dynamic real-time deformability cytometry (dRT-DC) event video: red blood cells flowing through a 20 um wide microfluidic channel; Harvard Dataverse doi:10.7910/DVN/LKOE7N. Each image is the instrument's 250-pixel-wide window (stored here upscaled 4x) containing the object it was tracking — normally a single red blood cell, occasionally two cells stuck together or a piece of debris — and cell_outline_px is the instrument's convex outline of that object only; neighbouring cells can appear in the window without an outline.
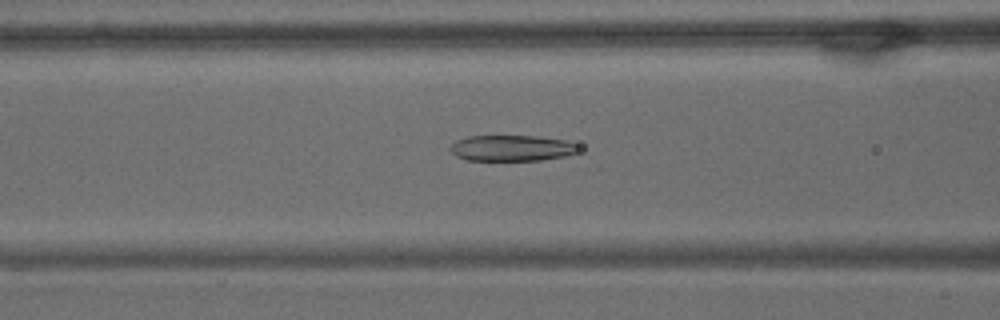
{"species": "common noctule bat (a hibernating species)", "species_latin": "Nyctalus noctula", "temperature_condition": "warm", "stored_images_in_passage": 58, "camera_frame_rate_fps": 3000, "um_per_image_px": 0.085, "animal": {"sex": "male", "body_mass_g": 15.6}, "frame": {"image": 1, "passage_image": 23, "time_ms": 7.333, "image_size_px": [1000, 320], "cell_outline_px": [[580, 148], [576, 152], [568, 156], [540, 160], [464, 160], [456, 156], [448, 148], [456, 140], [468, 136], [536, 136], [564, 140], [576, 144]], "centroid_in_image_um": [43.48, 12.59], "position_along_channel_um": 123.1, "area_um2": 19.42}}
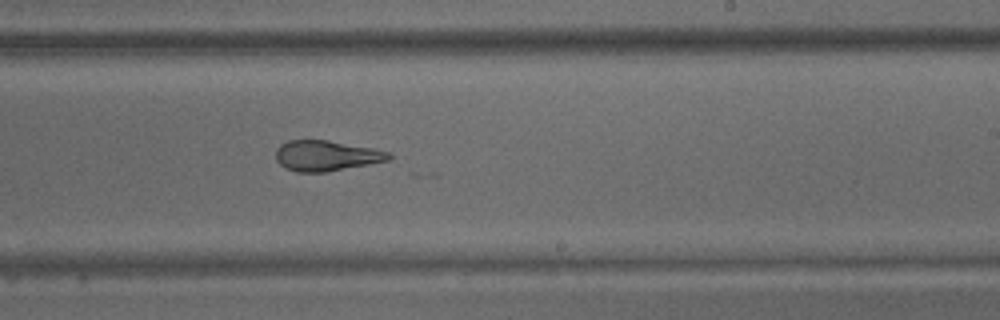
{"frame": {"image": 2, "passage_image": 35, "time_ms": 11.333, "image_size_px": [1000, 320], "cell_outline_px": [[392, 156], [388, 160], [368, 164], [324, 172], [296, 172], [280, 164], [276, 160], [276, 148], [280, 144], [288, 140], [328, 140], [372, 148], [388, 152]], "centroid_in_image_um": [27.69, 13.22], "position_along_channel_um": 261.3, "area_um2": 19.83}}
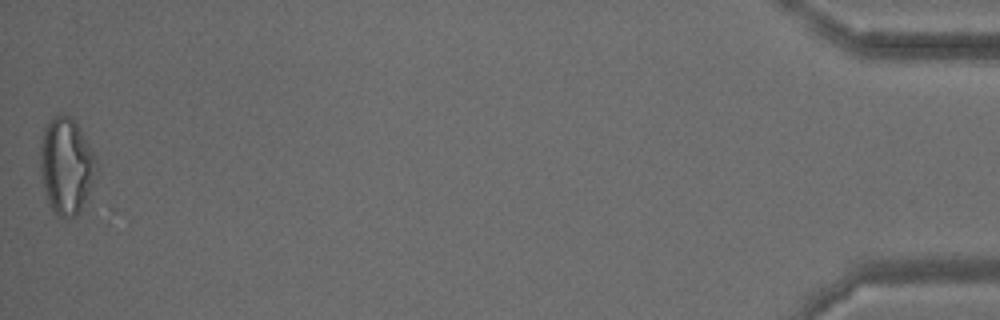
{"frame": {"image": 3, "passage_image": 58, "time_ms": 19.0, "image_size_px": [1000, 320], "cell_outline_px": [[100, 172], [80, 212], [76, 216], [56, 216], [52, 212], [44, 188], [40, 168], [40, 144], [44, 128], [52, 116], [60, 112], [68, 116], [76, 124], [88, 144], [92, 152]], "centroid_in_image_um": [5.64, 14.12], "position_along_channel_um": 429.6, "area_um2": 31.67}, "authors_computed_cell_mechanics": {"area_um2": 24.1026, "velocity_mm_per_s": 3.4598, "shape_relaxation_time_tau1_ms": null, "shape_relaxation_time_tau2_ms": 1.4111, "deformation_change_tau1": null, "deformation_change_tau2": 0.1089}}